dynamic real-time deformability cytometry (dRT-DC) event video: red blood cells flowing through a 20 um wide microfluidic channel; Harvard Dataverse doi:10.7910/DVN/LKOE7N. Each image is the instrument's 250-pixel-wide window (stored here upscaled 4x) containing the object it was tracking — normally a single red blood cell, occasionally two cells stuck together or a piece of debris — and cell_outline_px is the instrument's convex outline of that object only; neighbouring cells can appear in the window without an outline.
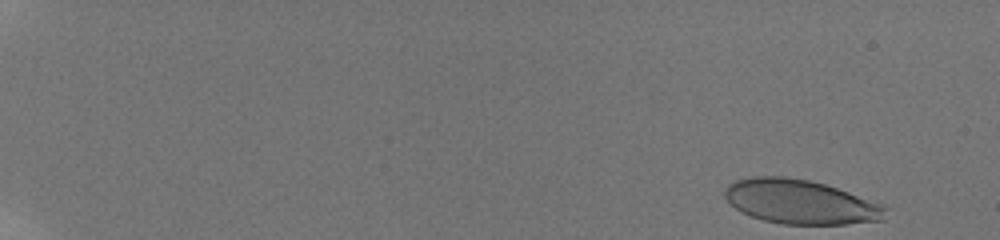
{"species": "human", "species_latin": "Homo sapiens", "temperature_condition": "room temperature", "stored_images_in_passage": 78, "camera_frame_rate_fps": 3000, "um_per_image_px": 0.085, "donor": {"sex": "male"}, "frame": {"image": 1, "passage_image": 1, "time_ms": 0.0, "image_size_px": [1000, 240], "cell_outline_px": [[888, 208], [884, 220], [848, 224], [784, 224], [764, 220], [740, 212], [724, 196], [724, 192], [728, 184], [736, 180], [752, 176], [784, 176], [808, 180], [824, 184], [848, 192], [880, 204]], "centroid_in_image_um": [68.02, 17.16], "position_along_channel_um": 17.0, "area_um2": 41.21}}
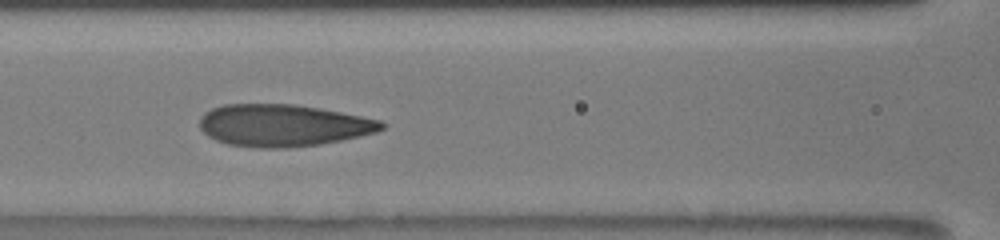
{"frame": {"image": 2, "passage_image": 50, "time_ms": 8.333, "image_size_px": [1000, 240], "cell_outline_px": [[388, 124], [384, 128], [376, 132], [360, 136], [320, 144], [288, 148], [260, 148], [228, 144], [216, 140], [208, 136], [200, 128], [200, 116], [204, 112], [212, 108], [224, 104], [292, 104], [340, 112], [380, 120]], "centroid_in_image_um": [24.04, 10.66], "position_along_channel_um": 142.6, "area_um2": 44.51}}
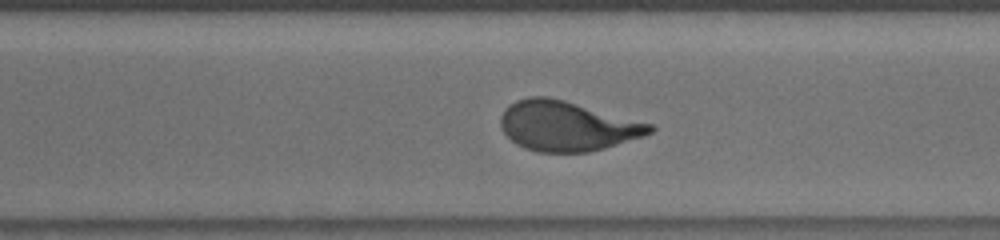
{"frame": {"image": 3, "passage_image": 76, "time_ms": 13.0, "image_size_px": [1000, 240], "cell_outline_px": [[656, 128], [652, 132], [644, 136], [604, 148], [588, 152], [540, 152], [524, 148], [516, 144], [500, 128], [500, 116], [516, 100], [528, 96], [548, 96], [564, 100], [652, 124]], "centroid_in_image_um": [48.19, 10.71], "position_along_channel_um": 322.4, "area_um2": 43.06}}